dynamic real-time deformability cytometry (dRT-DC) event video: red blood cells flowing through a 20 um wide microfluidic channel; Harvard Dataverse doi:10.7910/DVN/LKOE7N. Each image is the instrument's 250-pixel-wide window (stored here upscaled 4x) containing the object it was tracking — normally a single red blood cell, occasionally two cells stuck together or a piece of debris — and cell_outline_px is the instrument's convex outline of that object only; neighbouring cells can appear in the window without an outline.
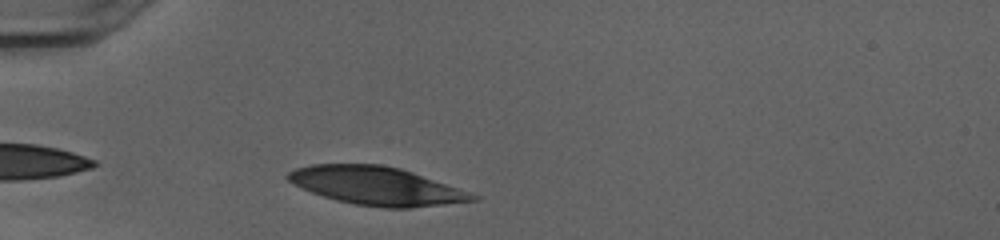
{"species": "human", "species_latin": "Homo sapiens", "temperature_condition": "cold", "stored_images_in_passage": 29, "camera_frame_rate_fps": 3000, "um_per_image_px": 0.085, "donor": {"sex": "female"}, "frame": {"image": 1, "passage_image": 2, "time_ms": 0.333, "image_size_px": [1000, 240], "cell_outline_px": [[480, 200], [408, 208], [384, 208], [356, 204], [336, 200], [312, 192], [288, 180], [284, 176], [288, 172], [296, 168], [312, 164], [380, 164], [400, 168], [472, 192], [480, 196]], "centroid_in_image_um": [32.05, 15.8], "position_along_channel_um": 53.0, "area_um2": 40.98}}
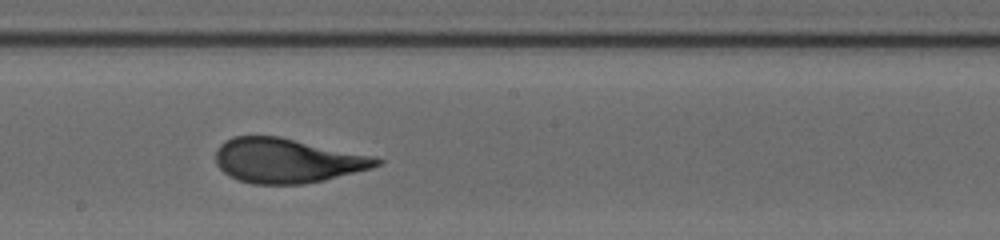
{"frame": {"image": 2, "passage_image": 16, "time_ms": 5.0, "image_size_px": [1000, 240], "cell_outline_px": [[384, 160], [380, 164], [372, 168], [324, 180], [304, 184], [252, 184], [228, 176], [216, 164], [216, 148], [224, 140], [232, 136], [280, 136], [372, 156]], "centroid_in_image_um": [24.37, 13.65], "position_along_channel_um": 223.8, "area_um2": 41.79}}
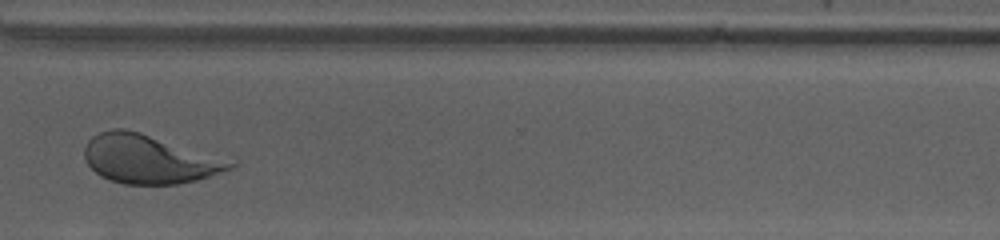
{"frame": {"image": 3, "passage_image": 26, "time_ms": 8.333, "image_size_px": [1000, 240], "cell_outline_px": [[236, 164], [232, 168], [196, 180], [180, 184], [124, 184], [108, 180], [100, 176], [84, 160], [84, 148], [88, 140], [92, 136], [100, 132], [112, 128], [124, 128], [140, 132]], "centroid_in_image_um": [12.52, 13.53], "position_along_channel_um": 358.1, "area_um2": 40.34}, "authors_computed_cell_mechanics": {"area_um2": 42.3674, "velocity_mm_per_s": 4.0184, "shape_relaxation_time_tau1_ms": 3.5609, "shape_relaxation_time_tau2_ms": 0.7727, "deformation_change_tau1": 0.1678, "deformation_change_tau2": 0.0656}}